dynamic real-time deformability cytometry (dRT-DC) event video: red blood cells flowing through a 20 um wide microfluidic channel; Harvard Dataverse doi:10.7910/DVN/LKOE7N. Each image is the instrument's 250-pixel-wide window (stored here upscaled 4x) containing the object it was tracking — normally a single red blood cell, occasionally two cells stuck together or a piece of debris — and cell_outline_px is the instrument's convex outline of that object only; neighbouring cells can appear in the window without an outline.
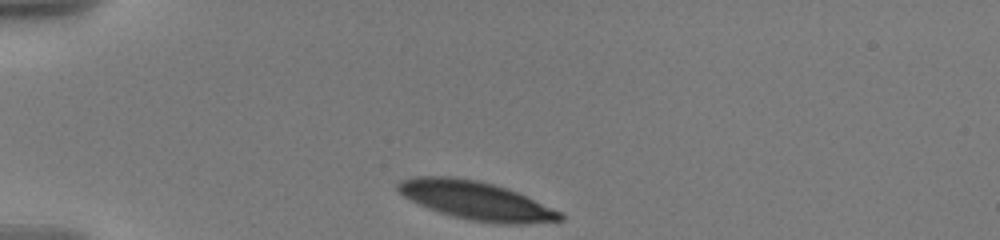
{"species": "human", "species_latin": "Homo sapiens", "temperature_condition": "warm", "stored_images_in_passage": 36, "camera_frame_rate_fps": 3000, "um_per_image_px": 0.085, "donor": {"sex": "male"}, "frame": {"image": 1, "passage_image": 1, "time_ms": 0.0, "image_size_px": [1000, 240], "cell_outline_px": [[564, 220], [524, 224], [500, 224], [472, 220], [452, 216], [428, 208], [404, 196], [396, 188], [396, 184], [400, 180], [412, 176], [452, 176], [476, 180], [508, 188], [560, 212], [564, 216]], "centroid_in_image_um": [40.44, 17.04], "position_along_channel_um": 44.6, "area_um2": 36.01}}
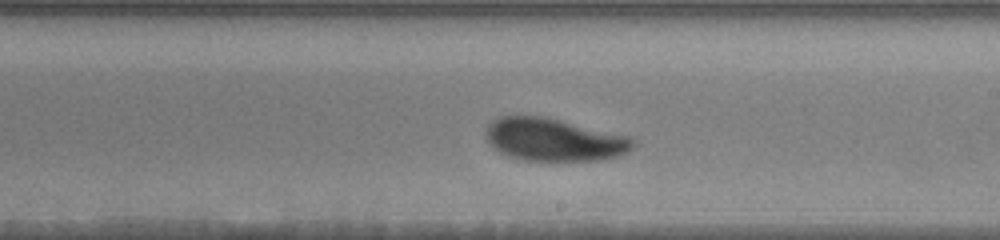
{"frame": {"image": 2, "passage_image": 19, "time_ms": 6.667, "image_size_px": [1000, 240], "cell_outline_px": [[636, 144], [628, 152], [616, 156], [600, 160], [524, 160], [500, 152], [492, 148], [488, 144], [484, 136], [484, 132], [488, 124], [492, 120], [500, 116], [544, 116], [628, 136], [636, 140]], "centroid_in_image_um": [47.05, 11.86], "position_along_channel_um": 242.0, "area_um2": 36.65}}
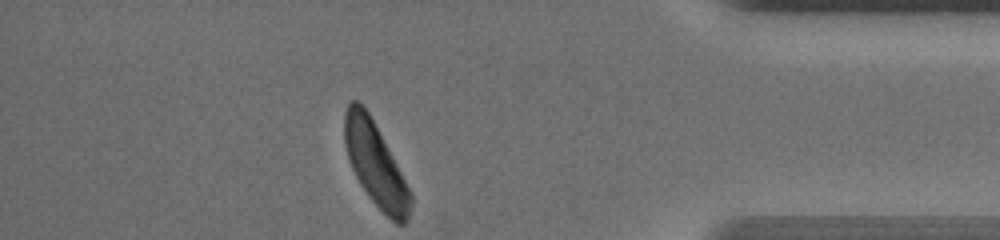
{"frame": {"image": 3, "passage_image": 36, "time_ms": 12.0, "image_size_px": [1000, 240], "cell_outline_px": [[412, 204], [408, 220], [404, 224], [396, 224], [368, 196], [360, 184], [352, 168], [344, 144], [344, 112], [348, 104], [352, 100], [356, 100], [368, 112], [412, 192]], "centroid_in_image_um": [31.92, 14.0], "position_along_channel_um": 403.3, "area_um2": 31.67}, "authors_computed_cell_mechanics": {"area_um2": 36.6452, "velocity_mm_per_s": 3.5267, "shape_relaxation_time_tau1_ms": 2.907, "shape_relaxation_time_tau2_ms": null, "deformation_change_tau1": 0.133, "deformation_change_tau2": null}}